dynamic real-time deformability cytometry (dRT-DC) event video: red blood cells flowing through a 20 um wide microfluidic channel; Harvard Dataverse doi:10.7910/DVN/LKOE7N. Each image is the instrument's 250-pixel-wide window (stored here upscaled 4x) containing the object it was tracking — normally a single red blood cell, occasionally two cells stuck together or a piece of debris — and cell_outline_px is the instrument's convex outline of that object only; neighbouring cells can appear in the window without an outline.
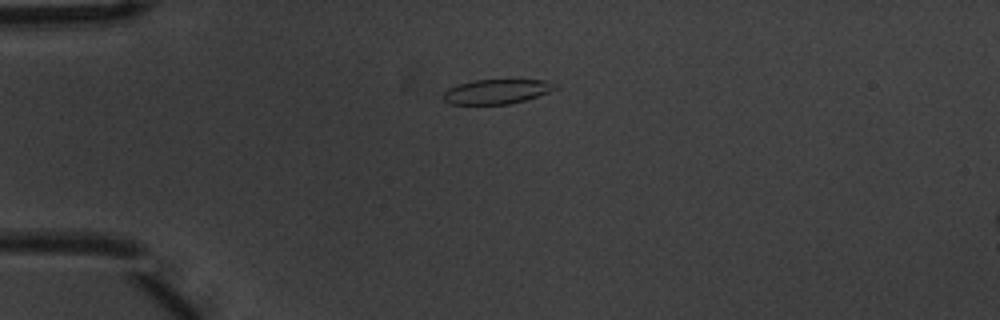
{"species": "common noctule bat (a hibernating species)", "species_latin": "Nyctalus noctula", "temperature_condition": "warm", "stored_images_in_passage": 4, "camera_frame_rate_fps": 3000, "um_per_image_px": 0.085, "animal": {"sex": "male", "body_mass_g": 20.1, "forearm_length_mm": 53.5}, "frame": {"image": 1, "passage_image": 1, "time_ms": 0.0, "image_size_px": [1000, 320], "cell_outline_px": [[556, 88], [548, 92], [524, 100], [508, 104], [448, 104], [440, 96], [448, 88], [460, 84], [476, 80], [548, 80], [556, 84]], "centroid_in_image_um": [42.17, 7.78], "position_along_channel_um": 42.8, "area_um2": 15.9}}
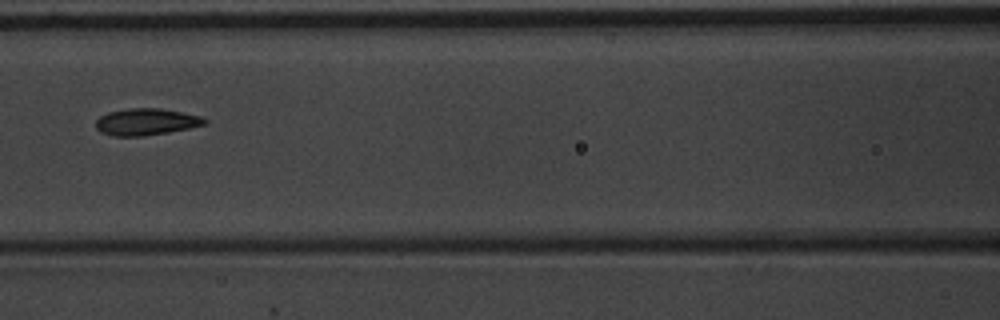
{"frame": {"image": 2, "passage_image": 4, "time_ms": 1.0, "image_size_px": [1000, 320], "cell_outline_px": [[208, 124], [168, 132], [144, 136], [112, 136], [100, 132], [96, 128], [96, 120], [100, 116], [108, 112], [128, 108], [160, 108], [204, 116], [208, 120]], "centroid_in_image_um": [12.45, 10.35], "position_along_channel_um": 154.2, "area_um2": 17.17}}